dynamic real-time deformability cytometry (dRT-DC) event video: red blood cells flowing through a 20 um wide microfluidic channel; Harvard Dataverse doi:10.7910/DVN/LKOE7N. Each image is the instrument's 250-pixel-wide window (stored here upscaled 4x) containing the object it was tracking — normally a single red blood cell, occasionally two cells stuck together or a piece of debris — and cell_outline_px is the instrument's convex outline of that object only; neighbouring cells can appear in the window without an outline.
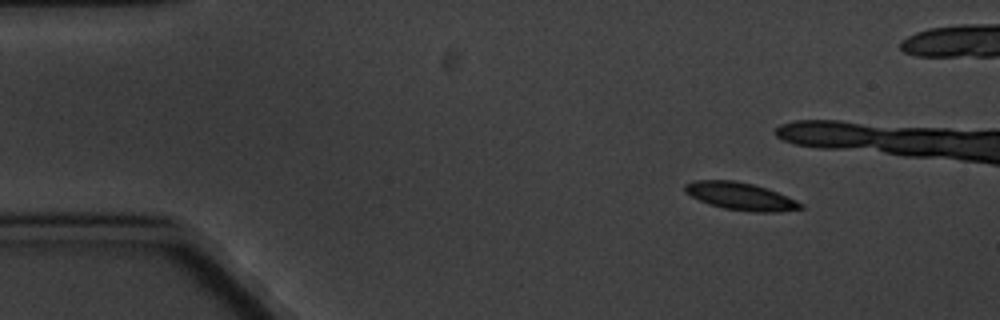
{"species": "common noctule bat (a hibernating species)", "species_latin": "Nyctalus noctula", "temperature_condition": "cold", "stored_images_in_passage": 5, "camera_frame_rate_fps": 3000, "um_per_image_px": 0.085, "animal": {"sex": "male", "body_mass_g": 20.1, "forearm_length_mm": 53.5}, "frame": {"image": 1, "passage_image": 2, "time_ms": 1.0, "image_size_px": [1000, 320], "cell_outline_px": [[804, 208], [776, 212], [752, 212], [724, 208], [700, 200], [684, 192], [684, 184], [696, 180], [736, 180], [752, 184], [788, 196], [804, 204]], "centroid_in_image_um": [62.96, 16.68], "position_along_channel_um": 22.0, "area_um2": 18.38}}